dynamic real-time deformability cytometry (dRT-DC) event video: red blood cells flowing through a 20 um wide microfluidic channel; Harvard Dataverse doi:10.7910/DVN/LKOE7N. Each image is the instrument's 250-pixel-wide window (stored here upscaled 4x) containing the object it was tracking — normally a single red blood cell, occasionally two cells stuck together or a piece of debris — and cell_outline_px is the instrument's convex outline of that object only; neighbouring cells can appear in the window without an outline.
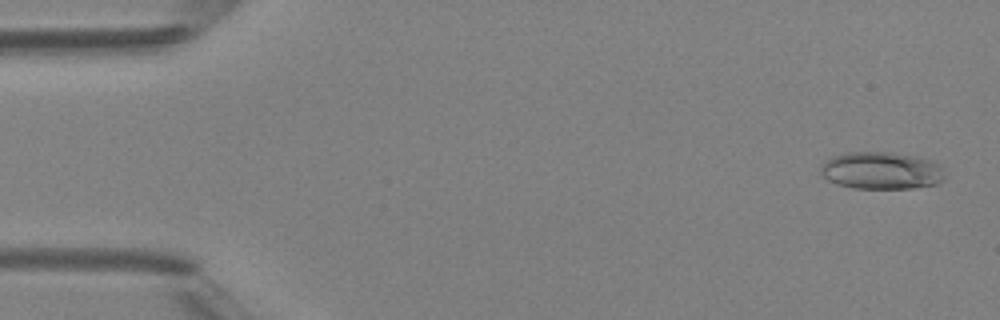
{"species": "Egyptian fruit bat (a non-hibernating species)", "species_latin": "Rousettus aegyptiacus", "temperature_condition": "room temperature", "stored_images_in_passage": 6, "camera_frame_rate_fps": 3000, "um_per_image_px": 0.085, "animal": {"sex": "female"}, "frame": {"image": 1, "passage_image": 1, "time_ms": 0.0, "image_size_px": [1000, 320], "cell_outline_px": [[944, 176], [936, 184], [912, 188], [852, 188], [836, 184], [820, 176], [820, 164], [832, 156], [844, 152], [892, 152], [916, 156], [928, 160], [936, 164], [940, 168]], "centroid_in_image_um": [74.81, 14.49], "position_along_channel_um": 10.2, "area_um2": 26.99}}
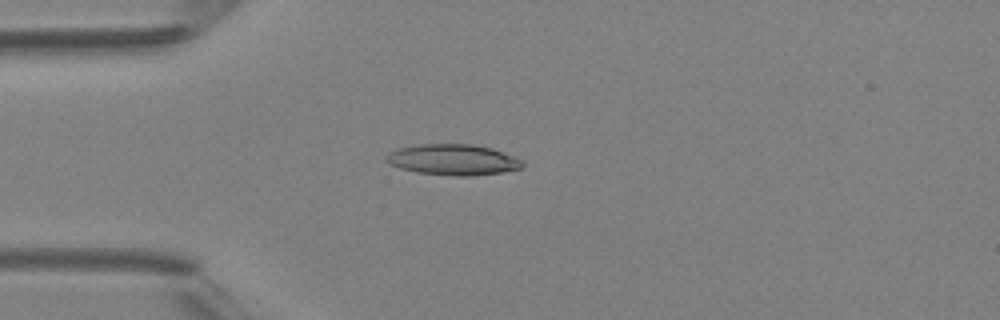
{"frame": {"image": 2, "passage_image": 4, "time_ms": 3.667, "image_size_px": [1000, 320], "cell_outline_px": [[524, 164], [520, 168], [500, 172], [472, 176], [452, 176], [416, 172], [400, 168], [384, 160], [384, 156], [388, 152], [396, 148], [420, 144], [472, 144], [492, 148], [512, 156], [520, 160]], "centroid_in_image_um": [38.44, 13.57], "position_along_channel_um": 46.6, "area_um2": 24.45}}
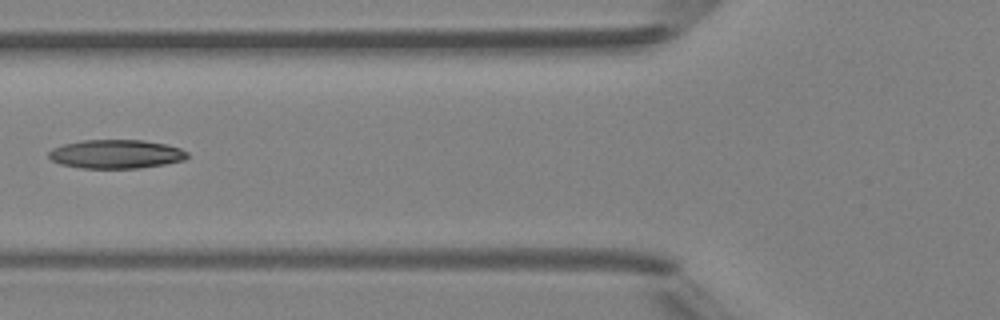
{"frame": {"image": 3, "passage_image": 6, "time_ms": 5.667, "image_size_px": [1000, 320], "cell_outline_px": [[188, 156], [184, 160], [164, 164], [140, 168], [84, 168], [60, 164], [52, 160], [48, 156], [48, 152], [52, 148], [64, 144], [84, 140], [144, 140], [164, 144], [180, 148], [188, 152]], "centroid_in_image_um": [9.86, 13.09], "position_along_channel_um": 115.9, "area_um2": 23.18}}